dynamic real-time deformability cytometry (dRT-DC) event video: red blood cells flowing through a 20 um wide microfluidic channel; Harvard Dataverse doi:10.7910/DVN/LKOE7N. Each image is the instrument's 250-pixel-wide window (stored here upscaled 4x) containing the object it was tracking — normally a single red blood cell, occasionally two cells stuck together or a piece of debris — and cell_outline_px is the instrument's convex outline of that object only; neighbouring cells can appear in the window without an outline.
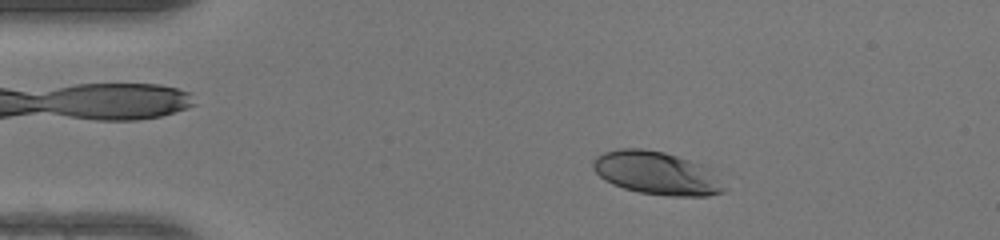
{"species": "human", "species_latin": "Homo sapiens", "temperature_condition": "warm", "stored_images_in_passage": 47, "camera_frame_rate_fps": 3000, "um_per_image_px": 0.085, "donor": {"sex": "female"}, "frame": {"image": 1, "passage_image": 7, "time_ms": 2.0, "image_size_px": [1000, 240], "cell_outline_px": [[728, 188], [724, 192], [708, 196], [668, 196], [640, 192], [624, 188], [612, 184], [604, 180], [592, 168], [592, 160], [596, 156], [604, 152], [620, 148], [644, 148], [664, 152], [700, 164], [708, 168]], "centroid_in_image_um": [55.79, 14.72], "position_along_channel_um": 29.2, "area_um2": 32.95}}
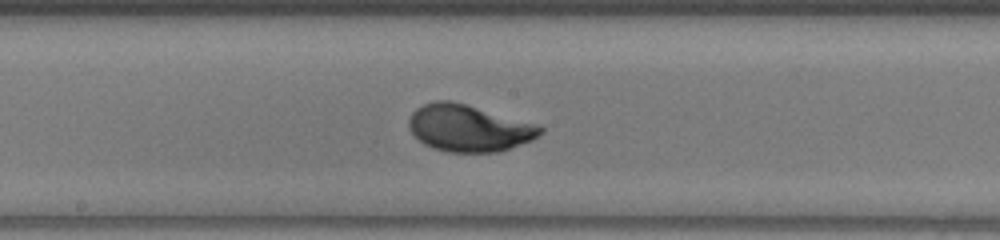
{"frame": {"image": 2, "passage_image": 24, "time_ms": 7.667, "image_size_px": [1000, 240], "cell_outline_px": [[544, 132], [532, 140], [500, 152], [448, 152], [432, 148], [424, 144], [408, 128], [408, 120], [412, 112], [416, 108], [432, 100], [452, 100], [540, 124], [544, 128]], "centroid_in_image_um": [39.87, 10.88], "position_along_channel_um": 208.3, "area_um2": 36.3}}
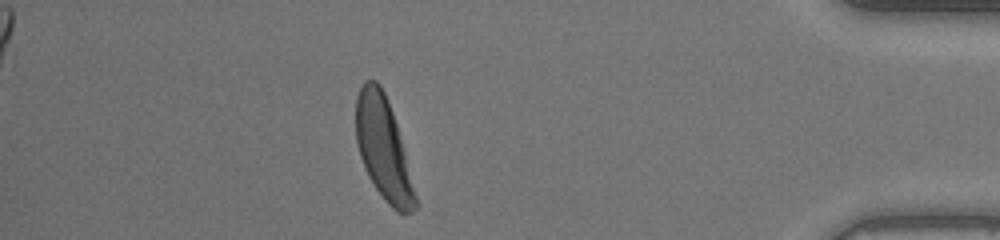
{"frame": {"image": 3, "passage_image": 41, "time_ms": 13.333, "image_size_px": [1000, 240], "cell_outline_px": [[420, 204], [412, 212], [396, 212], [384, 200], [368, 176], [364, 168], [356, 144], [356, 96], [364, 80], [376, 80], [380, 84], [384, 92], [392, 112], [396, 124]], "centroid_in_image_um": [32.59, 12.65], "position_along_channel_um": 402.6, "area_um2": 35.43}, "authors_computed_cell_mechanics": {"area_um2": 34.9112, "velocity_mm_per_s": 4.2383, "shape_relaxation_time_tau1_ms": 2.5258, "shape_relaxation_time_tau2_ms": null, "deformation_change_tau1": 0.1788, "deformation_change_tau2": null}}